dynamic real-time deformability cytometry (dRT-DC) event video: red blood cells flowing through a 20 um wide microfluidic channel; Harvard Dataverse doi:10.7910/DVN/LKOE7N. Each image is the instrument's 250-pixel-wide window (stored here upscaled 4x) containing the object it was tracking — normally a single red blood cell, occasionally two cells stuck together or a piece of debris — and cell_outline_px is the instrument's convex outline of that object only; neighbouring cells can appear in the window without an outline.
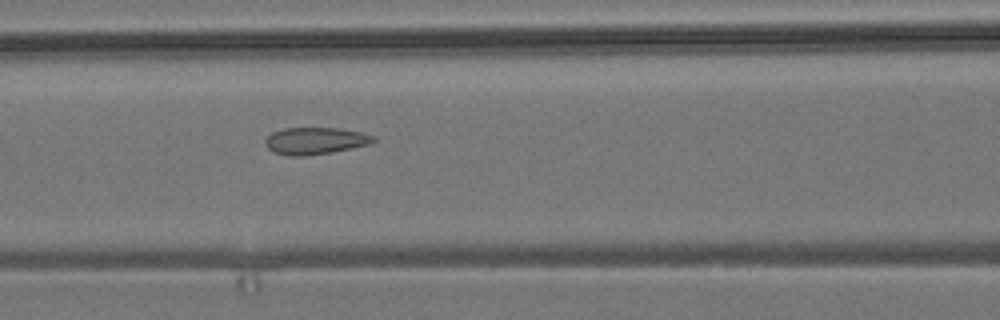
{"species": "common noctule bat (a hibernating species)", "species_latin": "Nyctalus noctula", "temperature_condition": "room temperature", "stored_images_in_passage": 42, "camera_frame_rate_fps": 3000, "um_per_image_px": 0.085, "animal": {"sex": "male", "body_mass_g": 19.2, "forearm_length_mm": 51.8}, "frame": {"image": 1, "passage_image": 11, "time_ms": 3.333, "image_size_px": [1000, 320], "cell_outline_px": [[376, 140], [368, 144], [352, 148], [332, 152], [304, 156], [288, 156], [272, 152], [264, 144], [264, 140], [272, 132], [284, 128], [340, 128], [360, 132], [376, 136]], "centroid_in_image_um": [26.77, 11.97], "position_along_channel_um": 139.8, "area_um2": 17.11}}
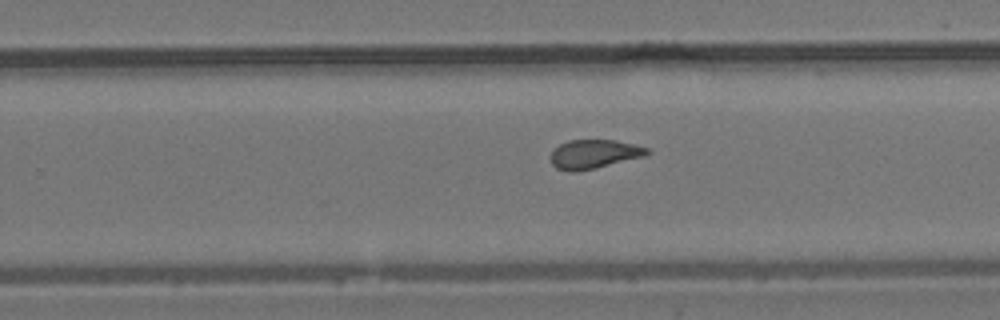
{"frame": {"image": 2, "passage_image": 22, "time_ms": 7.0, "image_size_px": [1000, 320], "cell_outline_px": [[652, 152], [648, 156], [596, 168], [576, 172], [568, 172], [556, 168], [552, 164], [548, 156], [552, 148], [568, 140], [616, 140], [636, 144], [648, 148]], "centroid_in_image_um": [50.49, 13.1], "position_along_channel_um": 279.3, "area_um2": 16.88}}
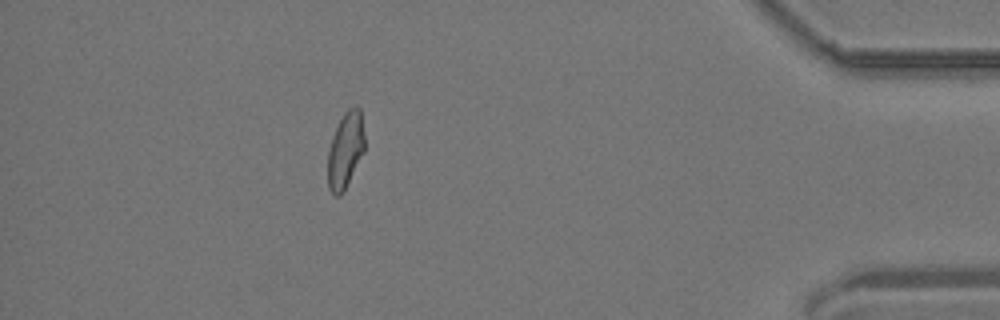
{"frame": {"image": 3, "passage_image": 36, "time_ms": 11.667, "image_size_px": [1000, 320], "cell_outline_px": [[364, 152], [344, 192], [340, 196], [336, 196], [328, 188], [328, 148], [332, 136], [344, 112], [348, 108], [356, 104], [360, 108], [364, 136]], "centroid_in_image_um": [29.36, 12.76], "position_along_channel_um": 405.8, "area_um2": 16.47}, "authors_computed_cell_mechanics": {"area_um2": 16.9065, "velocity_mm_per_s": 3.821, "shape_relaxation_time_tau1_ms": null, "shape_relaxation_time_tau2_ms": 1.2866, "deformation_change_tau1": null, "deformation_change_tau2": 0.0845}}